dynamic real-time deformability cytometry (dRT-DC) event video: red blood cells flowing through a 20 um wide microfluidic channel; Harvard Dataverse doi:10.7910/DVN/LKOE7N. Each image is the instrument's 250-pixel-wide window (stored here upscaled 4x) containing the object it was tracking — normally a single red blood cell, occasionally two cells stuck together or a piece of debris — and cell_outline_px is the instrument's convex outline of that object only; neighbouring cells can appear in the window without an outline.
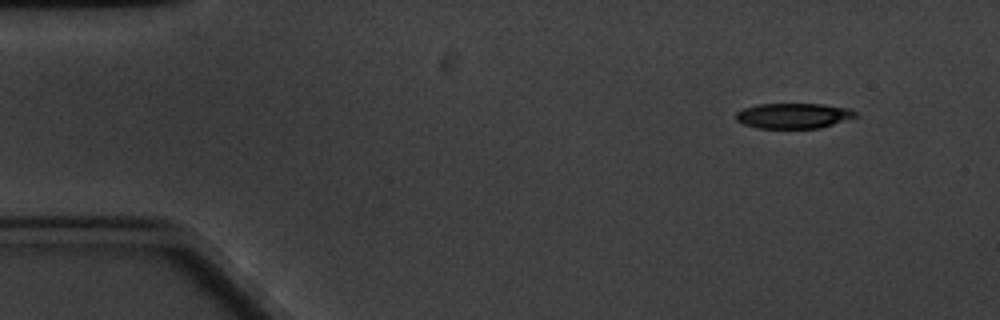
{"species": "common noctule bat (a hibernating species)", "species_latin": "Nyctalus noctula", "temperature_condition": "cold", "stored_images_in_passage": 56, "camera_frame_rate_fps": 3000, "um_per_image_px": 0.085, "animal": {"sex": "male", "body_mass_g": 20.1, "forearm_length_mm": 53.5}, "frame": {"image": 1, "passage_image": 1, "time_ms": 0.0, "image_size_px": [1000, 320], "cell_outline_px": [[860, 116], [820, 128], [756, 128], [744, 124], [736, 120], [736, 112], [744, 108], [756, 104], [824, 104], [852, 108]], "centroid_in_image_um": [67.49, 9.83], "position_along_channel_um": 17.5, "area_um2": 17.86}}
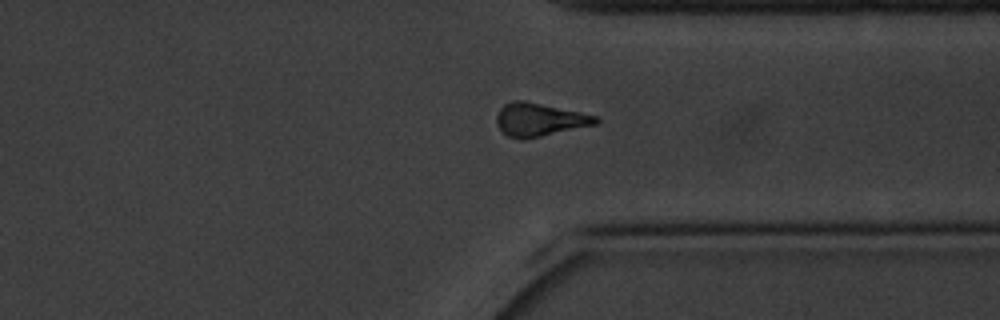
{"frame": {"image": 2, "passage_image": 41, "time_ms": 13.333, "image_size_px": [1000, 320], "cell_outline_px": [[600, 120], [596, 124], [524, 140], [520, 140], [508, 136], [496, 124], [496, 116], [500, 108], [504, 104], [512, 100], [524, 100], [580, 112], [596, 116]], "centroid_in_image_um": [45.81, 10.17], "position_along_channel_um": 365.6, "area_um2": 19.13}}
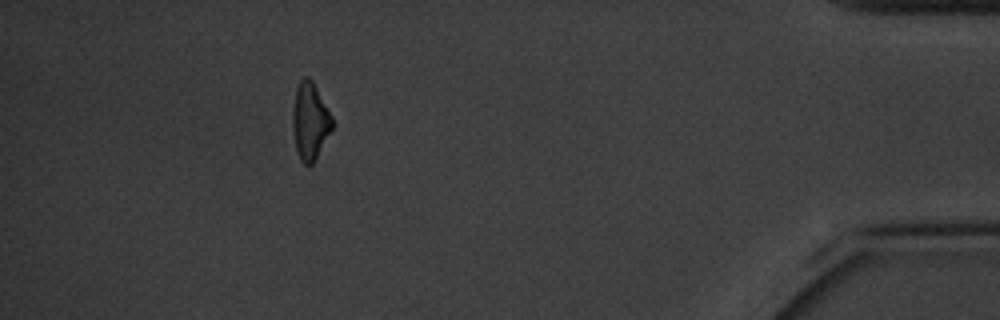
{"frame": {"image": 3, "passage_image": 50, "time_ms": 16.333, "image_size_px": [1000, 320], "cell_outline_px": [[332, 128], [312, 164], [304, 164], [300, 160], [296, 148], [292, 128], [292, 112], [296, 88], [300, 80], [304, 76], [308, 76], [312, 80], [332, 116]], "centroid_in_image_um": [26.33, 10.26], "position_along_channel_um": 408.9, "area_um2": 17.51}, "authors_computed_cell_mechanics": {"area_um2": 18.8139, "velocity_mm_per_s": 3.2718, "shape_relaxation_time_tau1_ms": 10.2381, "shape_relaxation_time_tau2_ms": null, "deformation_change_tau1": 0.278, "deformation_change_tau2": null}}